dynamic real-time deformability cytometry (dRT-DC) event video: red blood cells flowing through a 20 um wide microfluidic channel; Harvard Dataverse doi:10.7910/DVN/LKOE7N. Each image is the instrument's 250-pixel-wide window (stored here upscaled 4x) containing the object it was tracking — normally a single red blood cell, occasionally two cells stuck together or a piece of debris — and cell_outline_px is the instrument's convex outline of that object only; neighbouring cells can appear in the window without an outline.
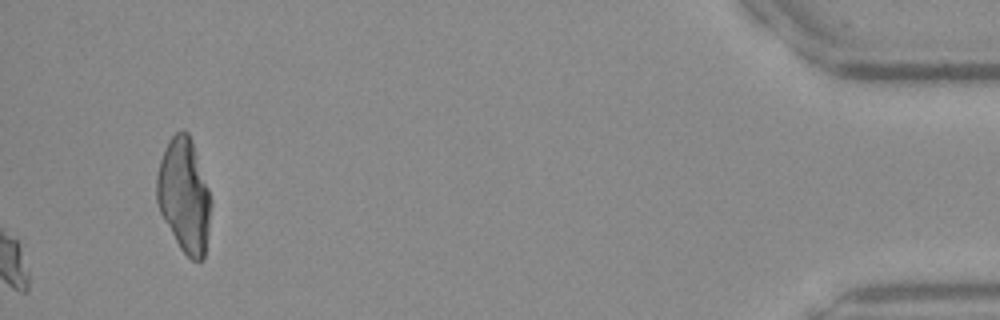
{"species": "Egyptian fruit bat (a non-hibernating species)", "species_latin": "Rousettus aegyptiacus", "temperature_condition": "warm", "stored_images_in_passage": 44, "camera_frame_rate_fps": 3000, "um_per_image_px": 0.085, "frame": {"image": 1, "passage_image": 44, "time_ms": 14.333, "image_size_px": [1000, 320], "cell_outline_px": [[212, 204], [204, 260], [192, 260], [180, 248], [164, 220], [160, 212], [156, 200], [156, 176], [160, 160], [164, 148], [168, 140], [176, 132], [184, 128], [188, 132], [192, 140], [212, 200]], "centroid_in_image_um": [15.65, 16.59], "position_along_channel_um": 419.5, "area_um2": 36.13}}